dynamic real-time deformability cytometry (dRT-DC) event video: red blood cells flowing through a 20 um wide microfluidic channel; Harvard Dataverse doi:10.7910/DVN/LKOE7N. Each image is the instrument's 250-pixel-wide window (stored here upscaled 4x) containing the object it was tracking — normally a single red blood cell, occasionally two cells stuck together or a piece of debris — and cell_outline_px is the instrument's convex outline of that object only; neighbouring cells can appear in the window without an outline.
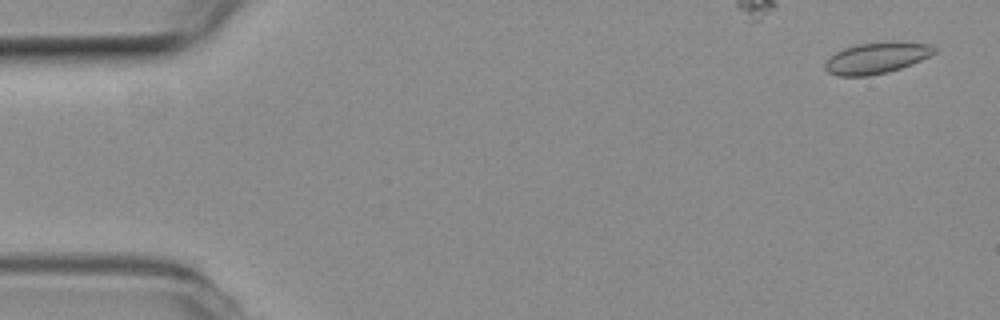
{"species": "common noctule bat (a hibernating species)", "species_latin": "Nyctalus noctula", "temperature_condition": "room temperature", "stored_images_in_passage": 5, "camera_frame_rate_fps": 3000, "um_per_image_px": 0.085, "animal": {"sex": "female", "body_mass_g": 19.3, "forearm_length_mm": 54.1}, "frame": {"image": 1, "passage_image": 1, "time_ms": 0.0, "image_size_px": [1000, 320], "cell_outline_px": [[936, 52], [912, 64], [888, 72], [868, 76], [836, 76], [828, 72], [824, 68], [824, 64], [836, 52], [844, 48], [856, 44], [932, 44], [936, 48]], "centroid_in_image_um": [74.45, 4.98], "position_along_channel_um": 10.6, "area_um2": 19.02}}
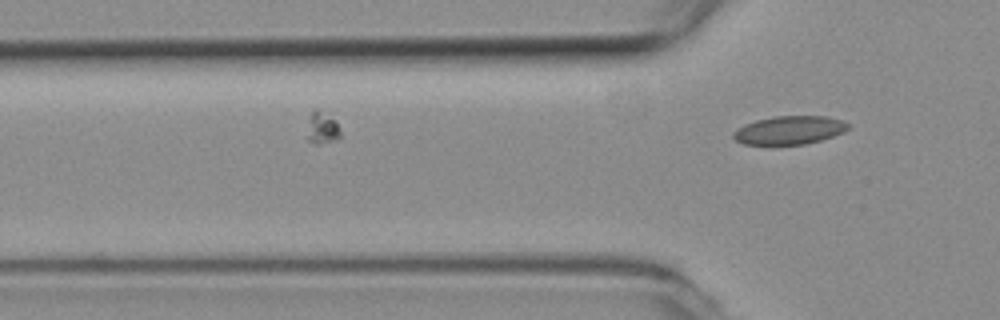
{"frame": {"image": 2, "passage_image": 5, "time_ms": 1.333, "image_size_px": [1000, 320], "cell_outline_px": [[848, 128], [844, 132], [820, 140], [804, 144], [744, 144], [736, 140], [732, 136], [732, 132], [736, 128], [744, 124], [756, 120], [776, 116], [828, 116], [840, 120], [848, 124]], "centroid_in_image_um": [67.06, 11.05], "position_along_channel_um": 58.7, "area_um2": 18.84}}